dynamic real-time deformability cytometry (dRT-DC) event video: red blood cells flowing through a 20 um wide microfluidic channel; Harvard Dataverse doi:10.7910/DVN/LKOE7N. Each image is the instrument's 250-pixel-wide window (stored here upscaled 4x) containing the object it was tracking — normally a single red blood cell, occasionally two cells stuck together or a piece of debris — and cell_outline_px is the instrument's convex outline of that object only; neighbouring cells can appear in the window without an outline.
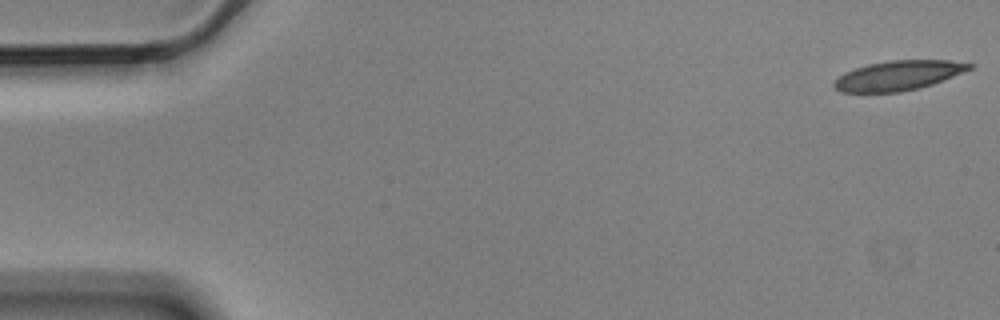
{"species": "Egyptian fruit bat (a non-hibernating species)", "species_latin": "Rousettus aegyptiacus", "temperature_condition": "cold", "stored_images_in_passage": 6, "camera_frame_rate_fps": 3000, "um_per_image_px": 0.085, "animal": {"sex": "male"}, "frame": {"image": 1, "passage_image": 1, "time_ms": 0.0, "image_size_px": [1000, 320], "cell_outline_px": [[972, 68], [932, 84], [900, 92], [840, 92], [832, 84], [844, 72], [868, 64], [892, 60], [948, 60], [972, 64]], "centroid_in_image_um": [76.32, 6.41], "position_along_channel_um": 8.7, "area_um2": 22.95}}
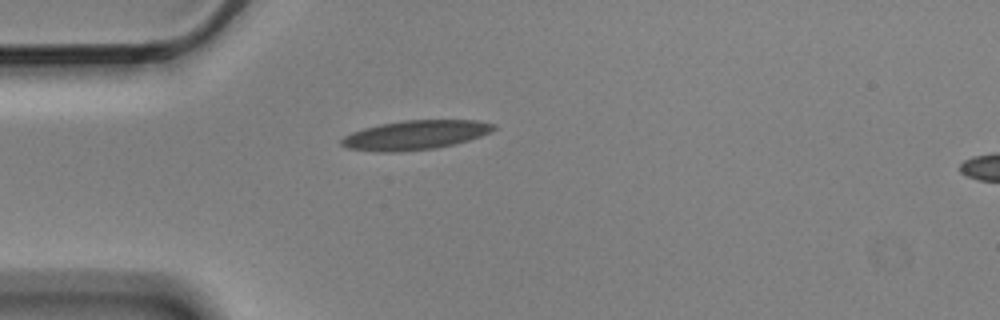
{"frame": {"image": 2, "passage_image": 5, "time_ms": 1.333, "image_size_px": [1000, 320], "cell_outline_px": [[496, 128], [492, 132], [468, 140], [436, 148], [400, 152], [376, 152], [348, 148], [340, 144], [340, 140], [344, 136], [352, 132], [364, 128], [380, 124], [404, 120], [476, 120], [496, 124]], "centroid_in_image_um": [35.29, 11.48], "position_along_channel_um": 49.7, "area_um2": 26.01}}